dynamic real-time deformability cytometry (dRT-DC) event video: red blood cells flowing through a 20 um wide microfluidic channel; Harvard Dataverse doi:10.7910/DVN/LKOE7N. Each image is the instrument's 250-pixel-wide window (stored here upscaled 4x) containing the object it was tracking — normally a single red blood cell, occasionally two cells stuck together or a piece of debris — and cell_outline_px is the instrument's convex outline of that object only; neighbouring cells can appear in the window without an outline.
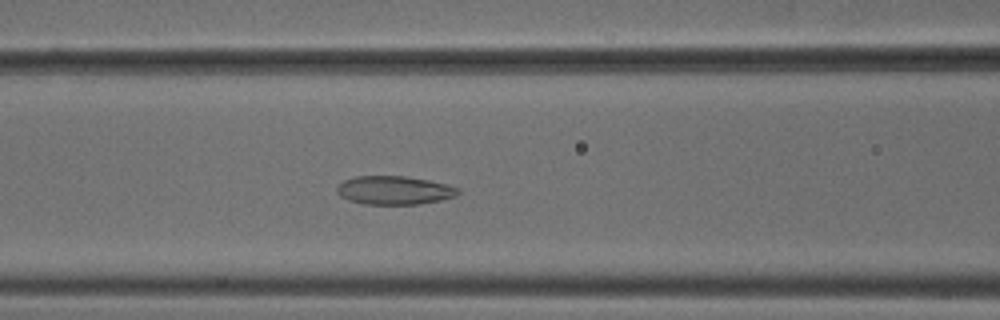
{"species": "common noctule bat (a hibernating species)", "species_latin": "Nyctalus noctula", "temperature_condition": "cold", "stored_images_in_passage": 42, "camera_frame_rate_fps": 3000, "um_per_image_px": 0.085, "animal": {"sex": "male", "body_mass_g": 18.8}, "frame": {"image": 1, "passage_image": 11, "time_ms": 3.333, "image_size_px": [1000, 320], "cell_outline_px": [[460, 192], [456, 196], [440, 200], [420, 204], [364, 204], [348, 200], [340, 196], [336, 192], [336, 188], [344, 180], [356, 176], [404, 176], [428, 180], [460, 188]], "centroid_in_image_um": [33.5, 16.17], "position_along_channel_um": 133.1, "area_um2": 20.11}}
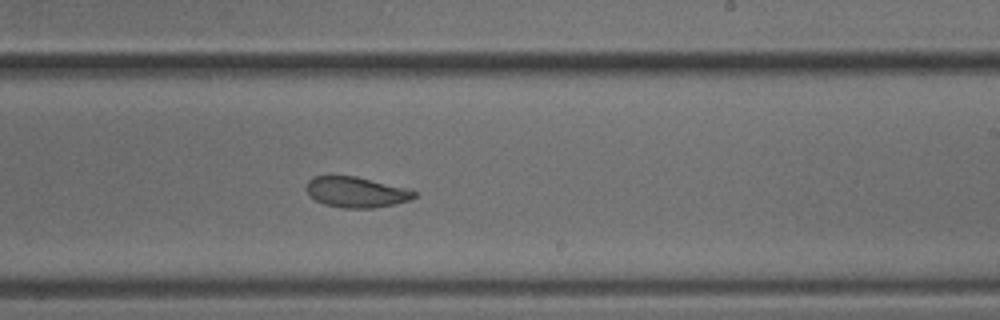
{"frame": {"image": 2, "passage_image": 21, "time_ms": 6.667, "image_size_px": [1000, 320], "cell_outline_px": [[420, 196], [408, 200], [392, 204], [372, 208], [344, 208], [324, 204], [308, 196], [304, 188], [308, 180], [316, 176], [356, 176], [408, 188], [416, 192]], "centroid_in_image_um": [30.26, 16.32], "position_along_channel_um": 258.7, "area_um2": 19.36}}
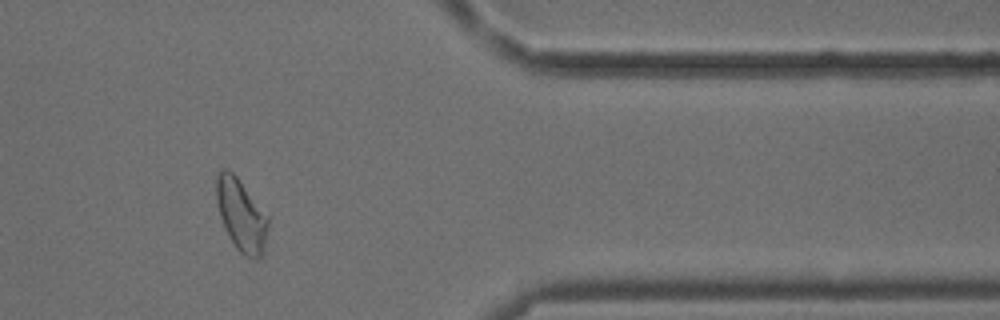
{"frame": {"image": 3, "passage_image": 33, "time_ms": 10.667, "image_size_px": [1000, 320], "cell_outline_px": [[268, 224], [264, 244], [260, 256], [256, 260], [244, 256], [236, 248], [220, 216], [216, 200], [216, 176], [224, 168], [228, 168], [236, 176], [268, 216]], "centroid_in_image_um": [20.49, 18.26], "position_along_channel_um": 390.9, "area_um2": 21.15}, "authors_computed_cell_mechanics": {"area_um2": 21.0392, "velocity_mm_per_s": 3.7762, "shape_relaxation_time_tau1_ms": null, "shape_relaxation_time_tau2_ms": 2.7662, "deformation_change_tau1": null, "deformation_change_tau2": 0.0771}}